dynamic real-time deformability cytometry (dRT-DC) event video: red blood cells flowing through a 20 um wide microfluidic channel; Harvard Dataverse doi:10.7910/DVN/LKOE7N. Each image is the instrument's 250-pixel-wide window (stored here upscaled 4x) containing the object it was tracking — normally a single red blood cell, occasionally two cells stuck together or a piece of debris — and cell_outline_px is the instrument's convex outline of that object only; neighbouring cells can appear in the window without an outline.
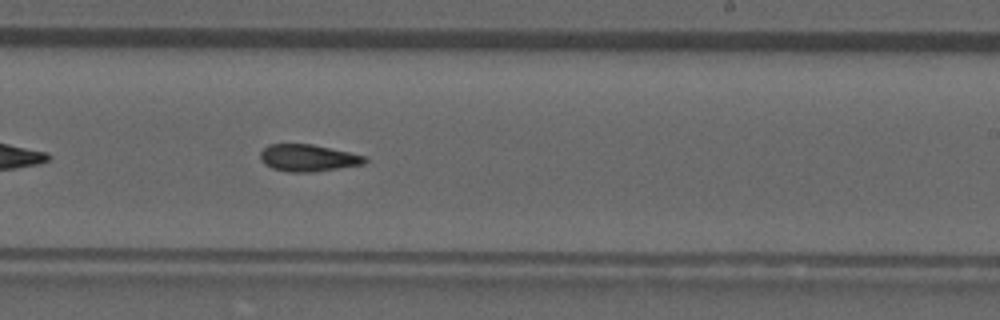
{"species": "common noctule bat (a hibernating species)", "species_latin": "Nyctalus noctula", "temperature_condition": "room temperature", "stored_images_in_passage": 39, "camera_frame_rate_fps": 3000, "um_per_image_px": 0.085, "animal": {"sex": "male", "forearm_length_mm": 52.5}, "frame": {"image": 1, "passage_image": 23, "time_ms": 7.333, "image_size_px": [1000, 320], "cell_outline_px": [[368, 160], [364, 164], [312, 172], [288, 172], [272, 168], [264, 164], [260, 160], [260, 152], [268, 144], [312, 144], [348, 152], [364, 156]], "centroid_in_image_um": [26.14, 13.42], "position_along_channel_um": 262.9, "area_um2": 16.36}}